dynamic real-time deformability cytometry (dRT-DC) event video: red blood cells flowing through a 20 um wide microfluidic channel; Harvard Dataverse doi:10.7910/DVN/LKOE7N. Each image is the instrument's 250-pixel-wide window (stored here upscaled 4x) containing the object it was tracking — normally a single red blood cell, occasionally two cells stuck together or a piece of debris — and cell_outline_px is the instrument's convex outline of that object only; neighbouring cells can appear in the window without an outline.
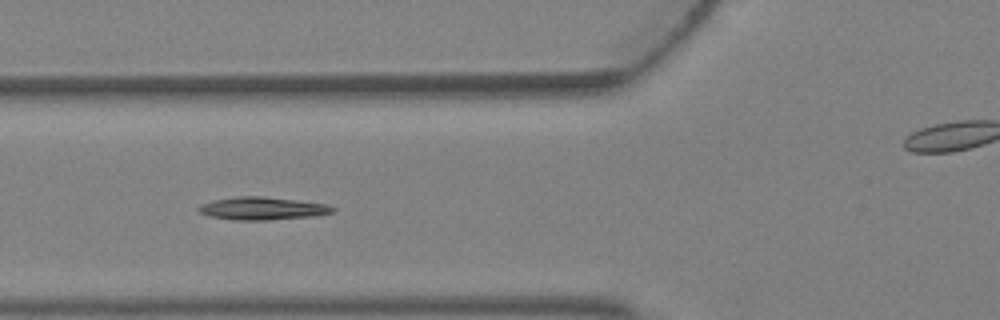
{"species": "Egyptian fruit bat (a non-hibernating species)", "species_latin": "Rousettus aegyptiacus", "temperature_condition": "warm", "stored_images_in_passage": 5, "camera_frame_rate_fps": 3000, "um_per_image_px": 0.085, "animal": {"sex": "female"}, "frame": {"image": 1, "passage_image": 5, "time_ms": 1.333, "image_size_px": [1000, 320], "cell_outline_px": [[336, 208], [332, 212], [312, 216], [268, 220], [232, 220], [212, 216], [200, 212], [196, 208], [204, 204], [216, 200], [236, 196], [264, 196], [328, 204]], "centroid_in_image_um": [22.33, 17.71], "position_along_channel_um": 103.5, "area_um2": 17.57}}